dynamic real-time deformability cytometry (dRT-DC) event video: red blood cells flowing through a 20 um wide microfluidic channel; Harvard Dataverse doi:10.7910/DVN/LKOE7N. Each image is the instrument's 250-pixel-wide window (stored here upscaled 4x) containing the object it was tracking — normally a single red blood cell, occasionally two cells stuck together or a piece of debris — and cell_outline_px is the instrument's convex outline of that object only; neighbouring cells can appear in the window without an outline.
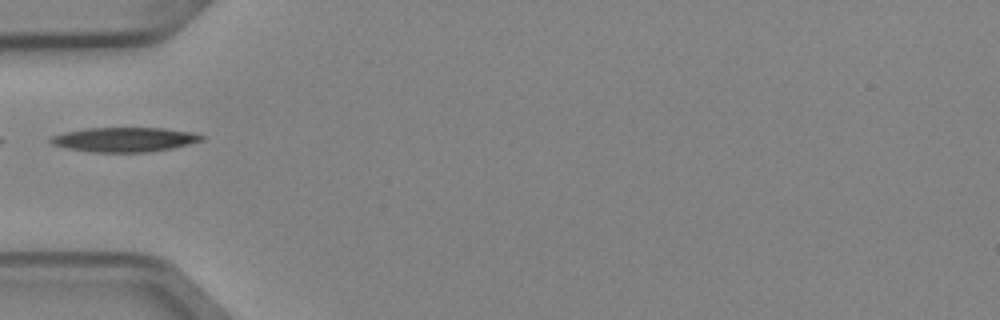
{"species": "Egyptian fruit bat (a non-hibernating species)", "species_latin": "Rousettus aegyptiacus", "temperature_condition": "cold", "stored_images_in_passage": 3, "camera_frame_rate_fps": 3000, "um_per_image_px": 0.085, "animal": {"sex": "female"}, "frame": {"image": 1, "passage_image": 2, "time_ms": 0.333, "image_size_px": [1000, 320], "cell_outline_px": [[204, 140], [172, 148], [148, 152], [92, 152], [68, 148], [52, 144], [48, 140], [52, 136], [64, 132], [84, 128], [164, 128], [192, 132], [204, 136]], "centroid_in_image_um": [10.58, 11.86], "position_along_channel_um": 74.4, "area_um2": 21.5}}
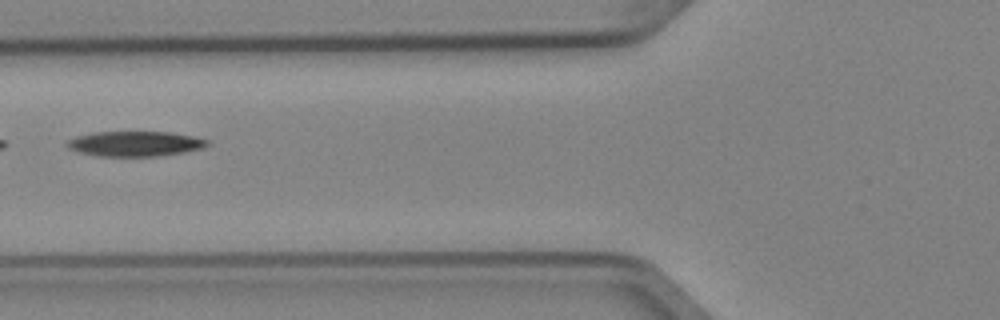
{"frame": {"image": 2, "passage_image": 3, "time_ms": 0.667, "image_size_px": [1000, 320], "cell_outline_px": [[208, 144], [204, 148], [184, 152], [156, 156], [96, 156], [80, 152], [68, 148], [64, 144], [68, 140], [76, 136], [92, 132], [168, 132], [192, 136], [208, 140]], "centroid_in_image_um": [11.44, 12.22], "position_along_channel_um": 114.4, "area_um2": 20.46}}